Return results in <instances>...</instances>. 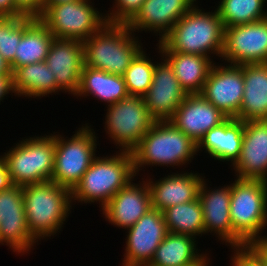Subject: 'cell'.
Masks as SVG:
<instances>
[{
    "instance_id": "f35d334b",
    "label": "cell",
    "mask_w": 267,
    "mask_h": 266,
    "mask_svg": "<svg viewBox=\"0 0 267 266\" xmlns=\"http://www.w3.org/2000/svg\"><path fill=\"white\" fill-rule=\"evenodd\" d=\"M25 16L16 6L14 0H0V17Z\"/></svg>"
},
{
    "instance_id": "d4e9b609",
    "label": "cell",
    "mask_w": 267,
    "mask_h": 266,
    "mask_svg": "<svg viewBox=\"0 0 267 266\" xmlns=\"http://www.w3.org/2000/svg\"><path fill=\"white\" fill-rule=\"evenodd\" d=\"M244 95L238 120H267V63L243 64Z\"/></svg>"
},
{
    "instance_id": "ab89813d",
    "label": "cell",
    "mask_w": 267,
    "mask_h": 266,
    "mask_svg": "<svg viewBox=\"0 0 267 266\" xmlns=\"http://www.w3.org/2000/svg\"><path fill=\"white\" fill-rule=\"evenodd\" d=\"M12 186L6 163L0 154V192Z\"/></svg>"
},
{
    "instance_id": "6da1fadb",
    "label": "cell",
    "mask_w": 267,
    "mask_h": 266,
    "mask_svg": "<svg viewBox=\"0 0 267 266\" xmlns=\"http://www.w3.org/2000/svg\"><path fill=\"white\" fill-rule=\"evenodd\" d=\"M198 5L201 6L196 3L157 43L160 51L203 55L215 61L221 59L225 36L223 22L215 6H211L210 12Z\"/></svg>"
},
{
    "instance_id": "7402d4cb",
    "label": "cell",
    "mask_w": 267,
    "mask_h": 266,
    "mask_svg": "<svg viewBox=\"0 0 267 266\" xmlns=\"http://www.w3.org/2000/svg\"><path fill=\"white\" fill-rule=\"evenodd\" d=\"M227 118L201 94H188L169 121L198 144L210 129Z\"/></svg>"
},
{
    "instance_id": "7c38bea8",
    "label": "cell",
    "mask_w": 267,
    "mask_h": 266,
    "mask_svg": "<svg viewBox=\"0 0 267 266\" xmlns=\"http://www.w3.org/2000/svg\"><path fill=\"white\" fill-rule=\"evenodd\" d=\"M4 244L16 256L29 255L40 244L27 227L22 186L0 192V245Z\"/></svg>"
},
{
    "instance_id": "484cf974",
    "label": "cell",
    "mask_w": 267,
    "mask_h": 266,
    "mask_svg": "<svg viewBox=\"0 0 267 266\" xmlns=\"http://www.w3.org/2000/svg\"><path fill=\"white\" fill-rule=\"evenodd\" d=\"M90 96L108 106L128 97L129 93L122 75L83 66L79 88L74 97L85 99Z\"/></svg>"
},
{
    "instance_id": "5b68a950",
    "label": "cell",
    "mask_w": 267,
    "mask_h": 266,
    "mask_svg": "<svg viewBox=\"0 0 267 266\" xmlns=\"http://www.w3.org/2000/svg\"><path fill=\"white\" fill-rule=\"evenodd\" d=\"M126 24L106 22L83 41L84 66L123 75L145 45Z\"/></svg>"
},
{
    "instance_id": "74e56055",
    "label": "cell",
    "mask_w": 267,
    "mask_h": 266,
    "mask_svg": "<svg viewBox=\"0 0 267 266\" xmlns=\"http://www.w3.org/2000/svg\"><path fill=\"white\" fill-rule=\"evenodd\" d=\"M9 95L16 97L13 89L12 75H0V105L1 102H4L3 100L5 99V97L6 100L7 97L9 98Z\"/></svg>"
},
{
    "instance_id": "ba28073f",
    "label": "cell",
    "mask_w": 267,
    "mask_h": 266,
    "mask_svg": "<svg viewBox=\"0 0 267 266\" xmlns=\"http://www.w3.org/2000/svg\"><path fill=\"white\" fill-rule=\"evenodd\" d=\"M231 182L229 212L233 231L248 245L267 235V181L234 177Z\"/></svg>"
},
{
    "instance_id": "603a6c76",
    "label": "cell",
    "mask_w": 267,
    "mask_h": 266,
    "mask_svg": "<svg viewBox=\"0 0 267 266\" xmlns=\"http://www.w3.org/2000/svg\"><path fill=\"white\" fill-rule=\"evenodd\" d=\"M244 121L227 118L210 129L197 144V153H205L214 161L228 163L229 169L239 159L243 142Z\"/></svg>"
},
{
    "instance_id": "30bf717a",
    "label": "cell",
    "mask_w": 267,
    "mask_h": 266,
    "mask_svg": "<svg viewBox=\"0 0 267 266\" xmlns=\"http://www.w3.org/2000/svg\"><path fill=\"white\" fill-rule=\"evenodd\" d=\"M94 5V0L48 5L38 19L49 29L54 38L83 42L107 22L104 10L102 12Z\"/></svg>"
},
{
    "instance_id": "7bdbcfd3",
    "label": "cell",
    "mask_w": 267,
    "mask_h": 266,
    "mask_svg": "<svg viewBox=\"0 0 267 266\" xmlns=\"http://www.w3.org/2000/svg\"><path fill=\"white\" fill-rule=\"evenodd\" d=\"M211 264H195L193 266H210Z\"/></svg>"
},
{
    "instance_id": "3957f363",
    "label": "cell",
    "mask_w": 267,
    "mask_h": 266,
    "mask_svg": "<svg viewBox=\"0 0 267 266\" xmlns=\"http://www.w3.org/2000/svg\"><path fill=\"white\" fill-rule=\"evenodd\" d=\"M23 203L27 227L40 244L63 231L75 208L71 191L51 180L23 186Z\"/></svg>"
},
{
    "instance_id": "277c9868",
    "label": "cell",
    "mask_w": 267,
    "mask_h": 266,
    "mask_svg": "<svg viewBox=\"0 0 267 266\" xmlns=\"http://www.w3.org/2000/svg\"><path fill=\"white\" fill-rule=\"evenodd\" d=\"M135 177L131 151L114 150L112 155H99L71 191L72 204H99L101 210Z\"/></svg>"
},
{
    "instance_id": "7a4b0ae2",
    "label": "cell",
    "mask_w": 267,
    "mask_h": 266,
    "mask_svg": "<svg viewBox=\"0 0 267 266\" xmlns=\"http://www.w3.org/2000/svg\"><path fill=\"white\" fill-rule=\"evenodd\" d=\"M131 152L137 177H146V166L186 168L200 155L197 144L170 121H155ZM141 171L144 173L140 175Z\"/></svg>"
},
{
    "instance_id": "5bb4252c",
    "label": "cell",
    "mask_w": 267,
    "mask_h": 266,
    "mask_svg": "<svg viewBox=\"0 0 267 266\" xmlns=\"http://www.w3.org/2000/svg\"><path fill=\"white\" fill-rule=\"evenodd\" d=\"M120 266H147L168 233L163 212L150 209L128 228Z\"/></svg>"
},
{
    "instance_id": "8d00e7d4",
    "label": "cell",
    "mask_w": 267,
    "mask_h": 266,
    "mask_svg": "<svg viewBox=\"0 0 267 266\" xmlns=\"http://www.w3.org/2000/svg\"><path fill=\"white\" fill-rule=\"evenodd\" d=\"M247 247L267 266V235L251 241Z\"/></svg>"
},
{
    "instance_id": "83f0119b",
    "label": "cell",
    "mask_w": 267,
    "mask_h": 266,
    "mask_svg": "<svg viewBox=\"0 0 267 266\" xmlns=\"http://www.w3.org/2000/svg\"><path fill=\"white\" fill-rule=\"evenodd\" d=\"M170 63L179 84L187 94H200L207 80L214 59L196 54H184L174 51H161Z\"/></svg>"
},
{
    "instance_id": "e575fe53",
    "label": "cell",
    "mask_w": 267,
    "mask_h": 266,
    "mask_svg": "<svg viewBox=\"0 0 267 266\" xmlns=\"http://www.w3.org/2000/svg\"><path fill=\"white\" fill-rule=\"evenodd\" d=\"M231 266H263L257 256L248 248H231Z\"/></svg>"
},
{
    "instance_id": "9c48e42d",
    "label": "cell",
    "mask_w": 267,
    "mask_h": 266,
    "mask_svg": "<svg viewBox=\"0 0 267 266\" xmlns=\"http://www.w3.org/2000/svg\"><path fill=\"white\" fill-rule=\"evenodd\" d=\"M105 108L103 132L118 151H132L155 122L143 96L129 95Z\"/></svg>"
},
{
    "instance_id": "4316f807",
    "label": "cell",
    "mask_w": 267,
    "mask_h": 266,
    "mask_svg": "<svg viewBox=\"0 0 267 266\" xmlns=\"http://www.w3.org/2000/svg\"><path fill=\"white\" fill-rule=\"evenodd\" d=\"M12 79L17 97L32 100L63 93L57 87L54 74L45 61L16 68L12 72Z\"/></svg>"
},
{
    "instance_id": "e0dca14e",
    "label": "cell",
    "mask_w": 267,
    "mask_h": 266,
    "mask_svg": "<svg viewBox=\"0 0 267 266\" xmlns=\"http://www.w3.org/2000/svg\"><path fill=\"white\" fill-rule=\"evenodd\" d=\"M137 179L138 177L132 179L121 188L100 210L102 217L109 222V225L127 230L152 209L148 183L143 176L141 182Z\"/></svg>"
},
{
    "instance_id": "ffe728a7",
    "label": "cell",
    "mask_w": 267,
    "mask_h": 266,
    "mask_svg": "<svg viewBox=\"0 0 267 266\" xmlns=\"http://www.w3.org/2000/svg\"><path fill=\"white\" fill-rule=\"evenodd\" d=\"M45 63L54 74L57 87L75 96L84 66L83 42L75 39L54 38Z\"/></svg>"
},
{
    "instance_id": "8fae6325",
    "label": "cell",
    "mask_w": 267,
    "mask_h": 266,
    "mask_svg": "<svg viewBox=\"0 0 267 266\" xmlns=\"http://www.w3.org/2000/svg\"><path fill=\"white\" fill-rule=\"evenodd\" d=\"M201 182L198 198L203 212L205 235L215 236L228 248H244L247 244L233 231L230 218L231 182L221 187L209 185L208 178ZM208 180V181H207Z\"/></svg>"
},
{
    "instance_id": "f1b7e54d",
    "label": "cell",
    "mask_w": 267,
    "mask_h": 266,
    "mask_svg": "<svg viewBox=\"0 0 267 266\" xmlns=\"http://www.w3.org/2000/svg\"><path fill=\"white\" fill-rule=\"evenodd\" d=\"M54 36L37 18L24 32L15 51L12 72L23 65L45 61Z\"/></svg>"
},
{
    "instance_id": "d590c367",
    "label": "cell",
    "mask_w": 267,
    "mask_h": 266,
    "mask_svg": "<svg viewBox=\"0 0 267 266\" xmlns=\"http://www.w3.org/2000/svg\"><path fill=\"white\" fill-rule=\"evenodd\" d=\"M15 6L27 17L38 18L43 12L44 0H14Z\"/></svg>"
},
{
    "instance_id": "b9f144b4",
    "label": "cell",
    "mask_w": 267,
    "mask_h": 266,
    "mask_svg": "<svg viewBox=\"0 0 267 266\" xmlns=\"http://www.w3.org/2000/svg\"><path fill=\"white\" fill-rule=\"evenodd\" d=\"M74 1H77V0H44L43 9L47 7L48 5L63 4V3L74 2Z\"/></svg>"
},
{
    "instance_id": "60d3db41",
    "label": "cell",
    "mask_w": 267,
    "mask_h": 266,
    "mask_svg": "<svg viewBox=\"0 0 267 266\" xmlns=\"http://www.w3.org/2000/svg\"><path fill=\"white\" fill-rule=\"evenodd\" d=\"M0 75H12L10 64L0 55Z\"/></svg>"
},
{
    "instance_id": "f546056e",
    "label": "cell",
    "mask_w": 267,
    "mask_h": 266,
    "mask_svg": "<svg viewBox=\"0 0 267 266\" xmlns=\"http://www.w3.org/2000/svg\"><path fill=\"white\" fill-rule=\"evenodd\" d=\"M167 231L197 237L205 236L204 219L199 198L171 206L163 211Z\"/></svg>"
},
{
    "instance_id": "44dd1931",
    "label": "cell",
    "mask_w": 267,
    "mask_h": 266,
    "mask_svg": "<svg viewBox=\"0 0 267 266\" xmlns=\"http://www.w3.org/2000/svg\"><path fill=\"white\" fill-rule=\"evenodd\" d=\"M231 170L235 178L267 181V120L244 121L241 154Z\"/></svg>"
},
{
    "instance_id": "ac0fdd59",
    "label": "cell",
    "mask_w": 267,
    "mask_h": 266,
    "mask_svg": "<svg viewBox=\"0 0 267 266\" xmlns=\"http://www.w3.org/2000/svg\"><path fill=\"white\" fill-rule=\"evenodd\" d=\"M196 3L200 0H145L126 25L135 35L153 32V36L159 38L157 42H160Z\"/></svg>"
},
{
    "instance_id": "cb8c5ba5",
    "label": "cell",
    "mask_w": 267,
    "mask_h": 266,
    "mask_svg": "<svg viewBox=\"0 0 267 266\" xmlns=\"http://www.w3.org/2000/svg\"><path fill=\"white\" fill-rule=\"evenodd\" d=\"M205 250L198 249V241L192 236L168 232L147 266L212 264L211 250Z\"/></svg>"
},
{
    "instance_id": "4fadbf2b",
    "label": "cell",
    "mask_w": 267,
    "mask_h": 266,
    "mask_svg": "<svg viewBox=\"0 0 267 266\" xmlns=\"http://www.w3.org/2000/svg\"><path fill=\"white\" fill-rule=\"evenodd\" d=\"M220 60L232 65L267 63V18L225 27Z\"/></svg>"
},
{
    "instance_id": "836d02e7",
    "label": "cell",
    "mask_w": 267,
    "mask_h": 266,
    "mask_svg": "<svg viewBox=\"0 0 267 266\" xmlns=\"http://www.w3.org/2000/svg\"><path fill=\"white\" fill-rule=\"evenodd\" d=\"M112 7L105 10L109 23L127 24L140 10L145 0H113Z\"/></svg>"
},
{
    "instance_id": "9a60e30c",
    "label": "cell",
    "mask_w": 267,
    "mask_h": 266,
    "mask_svg": "<svg viewBox=\"0 0 267 266\" xmlns=\"http://www.w3.org/2000/svg\"><path fill=\"white\" fill-rule=\"evenodd\" d=\"M219 63L213 64L200 94L228 118L238 119L244 95L242 65Z\"/></svg>"
},
{
    "instance_id": "2e32d148",
    "label": "cell",
    "mask_w": 267,
    "mask_h": 266,
    "mask_svg": "<svg viewBox=\"0 0 267 266\" xmlns=\"http://www.w3.org/2000/svg\"><path fill=\"white\" fill-rule=\"evenodd\" d=\"M155 46L160 60L155 64L153 80L143 100L155 121H169L188 94L179 84L170 63L162 56L159 45Z\"/></svg>"
},
{
    "instance_id": "1f68e13d",
    "label": "cell",
    "mask_w": 267,
    "mask_h": 266,
    "mask_svg": "<svg viewBox=\"0 0 267 266\" xmlns=\"http://www.w3.org/2000/svg\"><path fill=\"white\" fill-rule=\"evenodd\" d=\"M144 47L132 60L122 75L129 95L144 96L151 86L156 60L151 58ZM150 56V57H149Z\"/></svg>"
},
{
    "instance_id": "d6986e66",
    "label": "cell",
    "mask_w": 267,
    "mask_h": 266,
    "mask_svg": "<svg viewBox=\"0 0 267 266\" xmlns=\"http://www.w3.org/2000/svg\"><path fill=\"white\" fill-rule=\"evenodd\" d=\"M184 170V168L179 172L177 170L176 173L170 170V173L165 174L160 179H155L152 174L146 175L145 179L150 189L153 209L163 212L171 206L194 201L198 198L201 182L206 176L197 171Z\"/></svg>"
},
{
    "instance_id": "d6a6232c",
    "label": "cell",
    "mask_w": 267,
    "mask_h": 266,
    "mask_svg": "<svg viewBox=\"0 0 267 266\" xmlns=\"http://www.w3.org/2000/svg\"><path fill=\"white\" fill-rule=\"evenodd\" d=\"M34 17H0V55L10 64L15 60V51L23 32L36 20Z\"/></svg>"
},
{
    "instance_id": "8992f818",
    "label": "cell",
    "mask_w": 267,
    "mask_h": 266,
    "mask_svg": "<svg viewBox=\"0 0 267 266\" xmlns=\"http://www.w3.org/2000/svg\"><path fill=\"white\" fill-rule=\"evenodd\" d=\"M47 134L21 138L4 150L2 157L12 185L23 187L51 180L55 160V131Z\"/></svg>"
},
{
    "instance_id": "4dcf8cb0",
    "label": "cell",
    "mask_w": 267,
    "mask_h": 266,
    "mask_svg": "<svg viewBox=\"0 0 267 266\" xmlns=\"http://www.w3.org/2000/svg\"><path fill=\"white\" fill-rule=\"evenodd\" d=\"M267 0H220L215 5L224 27L248 24L267 18Z\"/></svg>"
},
{
    "instance_id": "52a82bcc",
    "label": "cell",
    "mask_w": 267,
    "mask_h": 266,
    "mask_svg": "<svg viewBox=\"0 0 267 266\" xmlns=\"http://www.w3.org/2000/svg\"><path fill=\"white\" fill-rule=\"evenodd\" d=\"M83 124V125H82ZM76 127L72 136L55 132V160L51 181L72 191L97 157L98 134L90 123ZM98 140V141H97Z\"/></svg>"
}]
</instances>
